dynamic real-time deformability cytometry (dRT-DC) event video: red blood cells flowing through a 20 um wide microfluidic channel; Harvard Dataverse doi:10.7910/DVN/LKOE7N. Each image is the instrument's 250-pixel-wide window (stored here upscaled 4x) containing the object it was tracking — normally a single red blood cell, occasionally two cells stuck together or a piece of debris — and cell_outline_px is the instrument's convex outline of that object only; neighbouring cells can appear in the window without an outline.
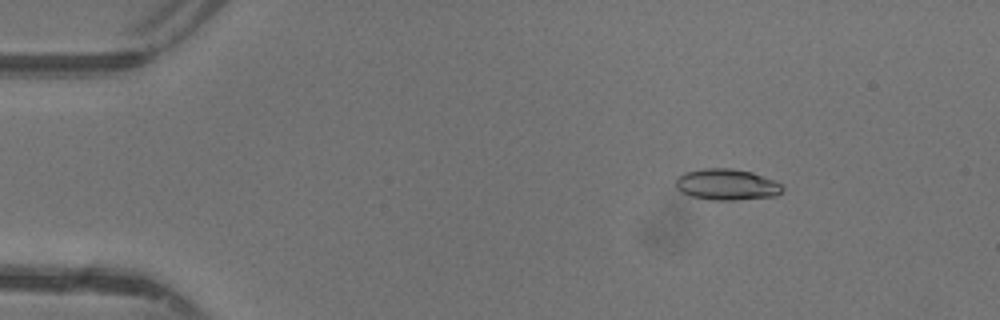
{"species": "common noctule bat (a hibernating species)", "species_latin": "Nyctalus noctula", "temperature_condition": "warm", "stored_images_in_passage": 46, "camera_frame_rate_fps": 3000, "um_per_image_px": 0.085, "animal": {"sex": "female"}, "frame": {"image": 1, "passage_image": 6, "time_ms": 1.667, "image_size_px": [1000, 320], "cell_outline_px": [[784, 192], [776, 196], [732, 200], [712, 200], [692, 196], [680, 192], [676, 188], [676, 180], [684, 172], [704, 168], [732, 168], [752, 172], [776, 180], [784, 184]], "centroid_in_image_um": [61.83, 15.68], "position_along_channel_um": 23.2, "area_um2": 19.65}}
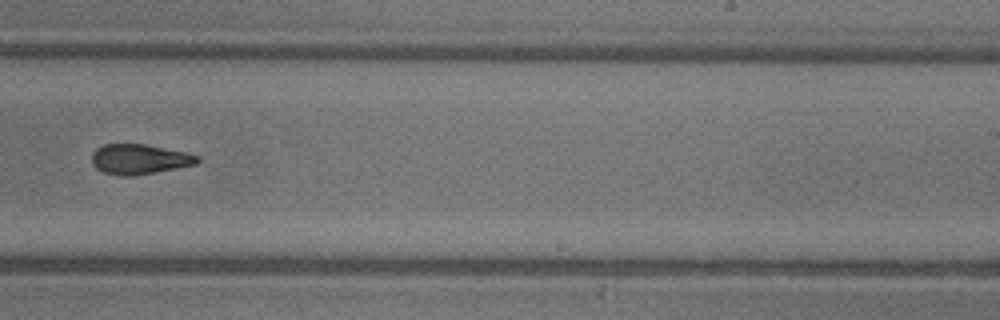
{"frame": {"image": 2, "passage_image": 29, "time_ms": 9.333, "image_size_px": [1000, 320], "cell_outline_px": [[200, 160], [196, 164], [176, 168], [132, 176], [116, 176], [104, 172], [96, 168], [92, 164], [92, 152], [96, 148], [104, 144], [144, 144], [184, 152], [200, 156]], "centroid_in_image_um": [11.81, 13.53], "position_along_channel_um": 277.2, "area_um2": 18.44}}
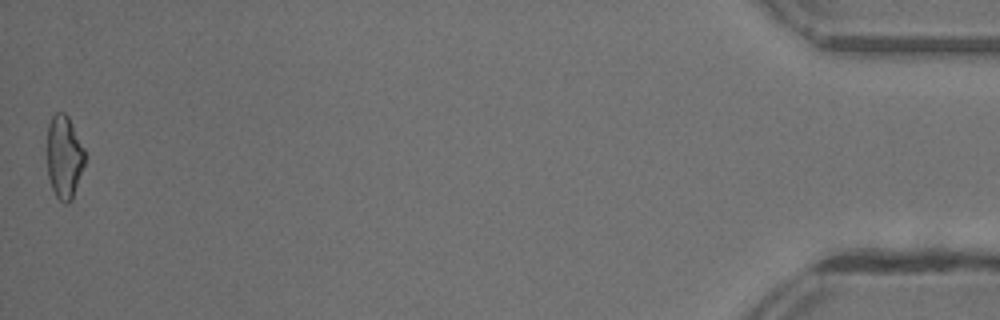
{"frame": {"image": 3, "passage_image": 46, "time_ms": 15.0, "image_size_px": [1000, 320], "cell_outline_px": [[84, 164], [72, 200], [68, 204], [64, 204], [56, 196], [52, 188], [48, 176], [48, 124], [52, 116], [56, 112], [64, 112], [68, 116], [84, 148]], "centroid_in_image_um": [5.45, 13.35], "position_along_channel_um": 429.7, "area_um2": 18.09}, "authors_computed_cell_mechanics": {"area_um2": 18.8717, "velocity_mm_per_s": 4.4227, "shape_relaxation_time_tau1_ms": 3.173, "shape_relaxation_time_tau2_ms": 2.6233, "deformation_change_tau1": 0.1371, "deformation_change_tau2": 0.1173}}